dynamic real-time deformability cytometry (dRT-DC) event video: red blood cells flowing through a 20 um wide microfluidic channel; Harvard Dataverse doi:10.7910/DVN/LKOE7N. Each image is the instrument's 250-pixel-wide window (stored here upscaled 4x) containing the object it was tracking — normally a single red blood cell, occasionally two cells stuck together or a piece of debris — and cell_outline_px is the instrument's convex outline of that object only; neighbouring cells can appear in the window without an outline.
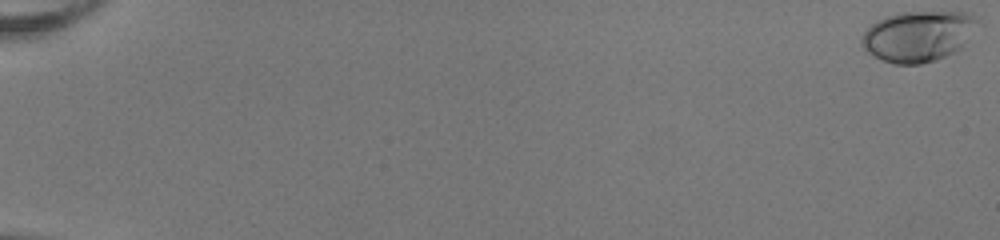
{"species": "human", "species_latin": "Homo sapiens", "temperature_condition": "room temperature", "stored_images_in_passage": 54, "camera_frame_rate_fps": 3000, "um_per_image_px": 0.085, "donor": {"sex": "female"}, "frame": {"image": 1, "passage_image": 1, "time_ms": 0.0, "image_size_px": [1000, 240], "cell_outline_px": [[980, 24], [964, 44], [956, 52], [936, 60], [920, 64], [892, 64], [868, 52], [860, 44], [860, 36], [876, 20], [884, 16], [900, 12], [968, 12], [980, 16]], "centroid_in_image_um": [78.08, 3.05], "position_along_channel_um": 6.9, "area_um2": 34.74}}
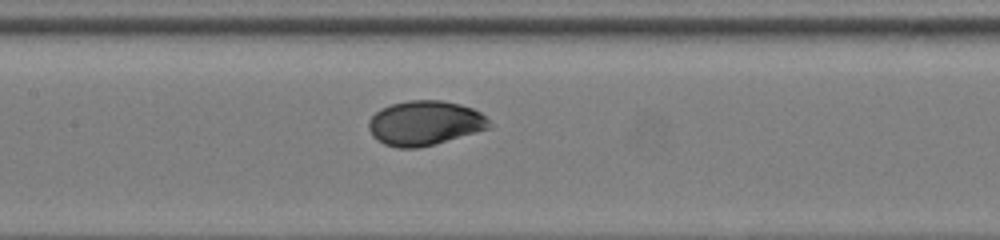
{"frame": {"image": 2, "passage_image": 29, "time_ms": 9.333, "image_size_px": [1000, 240], "cell_outline_px": [[492, 124], [488, 128], [432, 144], [416, 148], [396, 148], [384, 144], [376, 140], [372, 136], [368, 128], [368, 120], [380, 108], [392, 104], [408, 100], [440, 100], [460, 104], [472, 108], [480, 112]], "centroid_in_image_um": [36.04, 10.45], "position_along_channel_um": 171.4, "area_um2": 31.1}}
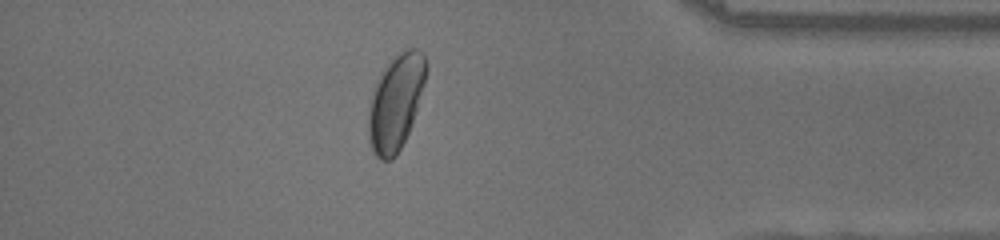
{"frame": {"image": 3, "passage_image": 48, "time_ms": 15.667, "image_size_px": [1000, 240], "cell_outline_px": [[428, 68], [424, 84], [416, 112], [412, 124], [396, 156], [392, 160], [380, 160], [372, 152], [368, 140], [368, 112], [372, 96], [376, 84], [380, 76], [392, 56], [408, 48], [416, 48], [424, 52], [428, 64]], "centroid_in_image_um": [33.65, 8.69], "position_along_channel_um": 401.5, "area_um2": 32.14}, "authors_computed_cell_mechanics": {"area_um2": 30.8941, "velocity_mm_per_s": 4.015, "shape_relaxation_time_tau1_ms": 4.0429, "shape_relaxation_time_tau2_ms": null, "deformation_change_tau1": 0.1496, "deformation_change_tau2": null}}